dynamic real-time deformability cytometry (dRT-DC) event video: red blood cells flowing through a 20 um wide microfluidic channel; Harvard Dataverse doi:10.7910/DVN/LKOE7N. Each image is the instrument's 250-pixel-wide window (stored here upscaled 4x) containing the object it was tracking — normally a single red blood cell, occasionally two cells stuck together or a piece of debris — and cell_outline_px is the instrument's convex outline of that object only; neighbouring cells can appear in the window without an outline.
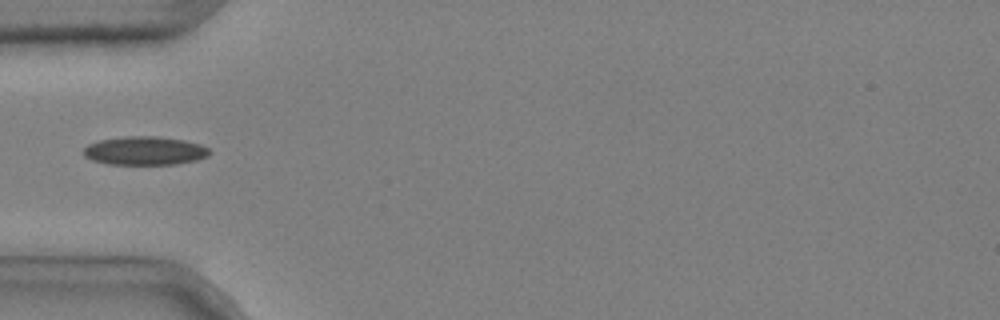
{"species": "common noctule bat (a hibernating species)", "species_latin": "Nyctalus noctula", "temperature_condition": "cold", "stored_images_in_passage": 4, "camera_frame_rate_fps": 3000, "um_per_image_px": 0.085, "animal": {"sex": "male", "body_mass_g": 20.4}, "frame": {"image": 1, "passage_image": 4, "time_ms": 1.0, "image_size_px": [1000, 320], "cell_outline_px": [[212, 152], [208, 156], [196, 160], [176, 164], [108, 164], [92, 160], [84, 156], [84, 148], [88, 144], [100, 140], [124, 136], [160, 136], [184, 140], [200, 144], [208, 148]], "centroid_in_image_um": [12.32, 12.81], "position_along_channel_um": 72.7, "area_um2": 21.04}}